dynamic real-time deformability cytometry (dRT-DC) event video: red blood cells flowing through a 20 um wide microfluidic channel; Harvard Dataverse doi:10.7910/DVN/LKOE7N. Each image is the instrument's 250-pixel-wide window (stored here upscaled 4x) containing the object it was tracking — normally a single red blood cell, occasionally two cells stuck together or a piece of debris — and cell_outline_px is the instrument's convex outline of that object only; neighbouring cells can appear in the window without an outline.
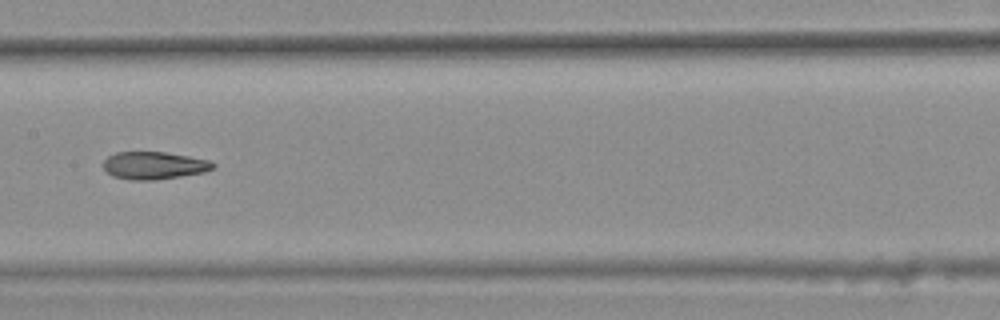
{"species": "common noctule bat (a hibernating species)", "species_latin": "Nyctalus noctula", "temperature_condition": "warm", "stored_images_in_passage": 9, "camera_frame_rate_fps": 3000, "um_per_image_px": 0.085, "animal": {"sex": "female", "body_mass_g": 25.1}, "frame": {"image": 1, "passage_image": 6, "time_ms": 1.667, "image_size_px": [1000, 320], "cell_outline_px": [[216, 164], [212, 168], [204, 172], [180, 176], [152, 180], [132, 180], [112, 176], [104, 168], [104, 160], [108, 156], [116, 152], [164, 152], [188, 156], [208, 160]], "centroid_in_image_um": [13.07, 14.06], "position_along_channel_um": 194.3, "area_um2": 17.4}}
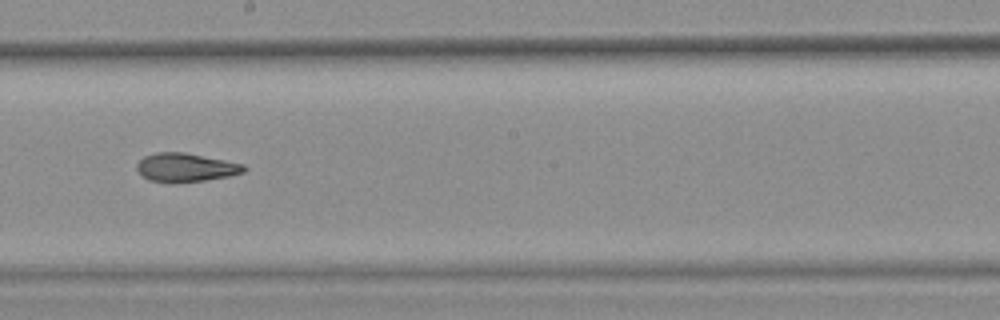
{"frame": {"image": 2, "passage_image": 7, "time_ms": 2.0, "image_size_px": [1000, 320], "cell_outline_px": [[248, 168], [244, 172], [228, 176], [204, 180], [168, 184], [148, 180], [140, 176], [136, 168], [136, 164], [144, 156], [156, 152], [184, 152], [244, 164]], "centroid_in_image_um": [15.73, 14.25], "position_along_channel_um": 232.5, "area_um2": 18.15}}
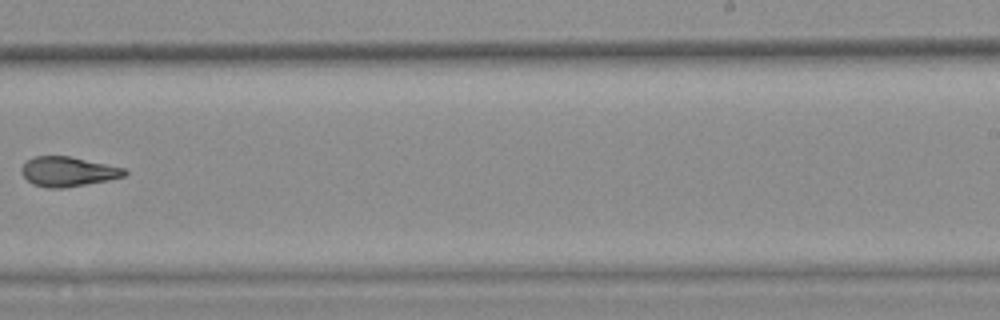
{"frame": {"image": 3, "passage_image": 8, "time_ms": 2.333, "image_size_px": [1000, 320], "cell_outline_px": [[128, 172], [124, 176], [108, 180], [64, 188], [48, 188], [32, 184], [20, 172], [20, 168], [32, 156], [72, 156], [124, 168]], "centroid_in_image_um": [5.76, 14.58], "position_along_channel_um": 283.2, "area_um2": 17.86}}